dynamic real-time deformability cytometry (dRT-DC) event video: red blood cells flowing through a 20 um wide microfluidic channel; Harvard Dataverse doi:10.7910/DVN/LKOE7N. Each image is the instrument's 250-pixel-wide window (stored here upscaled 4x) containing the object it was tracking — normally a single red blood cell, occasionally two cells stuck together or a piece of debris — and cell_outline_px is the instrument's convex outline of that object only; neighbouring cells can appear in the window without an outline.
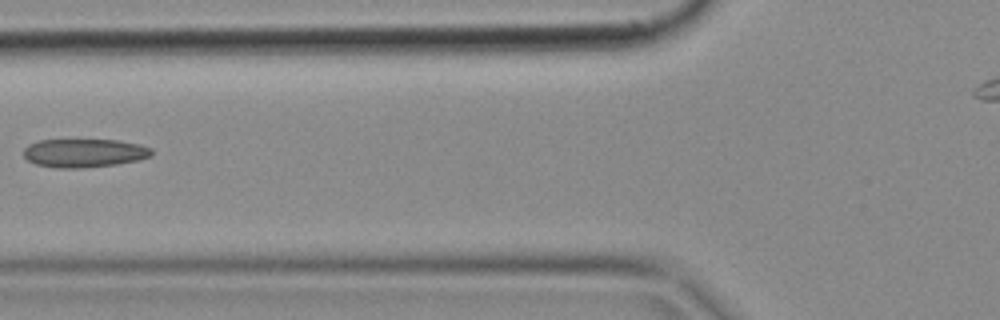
{"species": "common noctule bat (a hibernating species)", "species_latin": "Nyctalus noctula", "temperature_condition": "cold", "stored_images_in_passage": 6, "camera_frame_rate_fps": 3000, "um_per_image_px": 0.085, "animal": {"sex": "female", "body_mass_g": 18.4}, "frame": {"image": 1, "passage_image": 6, "time_ms": 1.667, "image_size_px": [1000, 320], "cell_outline_px": [[152, 156], [136, 160], [116, 164], [80, 168], [56, 168], [36, 164], [28, 160], [24, 156], [24, 148], [28, 144], [40, 140], [116, 140], [140, 144], [152, 148]], "centroid_in_image_um": [7.15, 13.0], "position_along_channel_um": 118.6, "area_um2": 21.21}}